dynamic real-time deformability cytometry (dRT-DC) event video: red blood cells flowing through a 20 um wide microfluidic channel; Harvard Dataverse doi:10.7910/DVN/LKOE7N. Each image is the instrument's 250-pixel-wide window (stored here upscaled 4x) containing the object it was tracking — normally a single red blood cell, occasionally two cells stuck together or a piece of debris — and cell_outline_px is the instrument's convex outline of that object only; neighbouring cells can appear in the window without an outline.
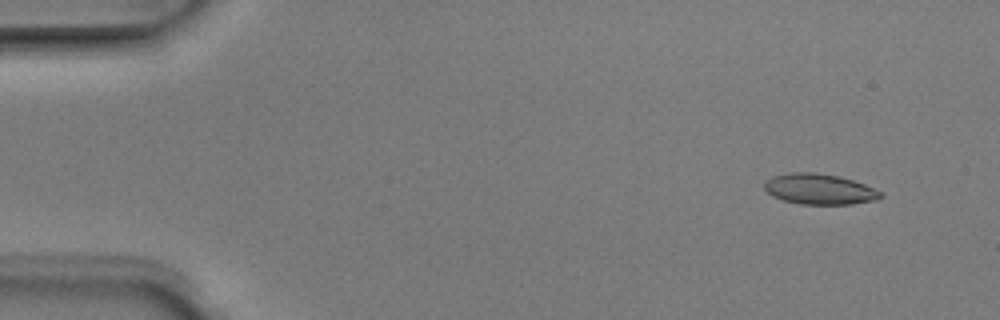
{"species": "Egyptian fruit bat (a non-hibernating species)", "species_latin": "Rousettus aegyptiacus", "temperature_condition": "room temperature", "stored_images_in_passage": 4, "camera_frame_rate_fps": 3000, "um_per_image_px": 0.085, "animal": {"sex": "male"}, "frame": {"image": 1, "passage_image": 1, "time_ms": 0.0, "image_size_px": [1000, 320], "cell_outline_px": [[884, 196], [876, 200], [852, 204], [800, 204], [784, 200], [772, 196], [764, 188], [764, 184], [772, 176], [792, 172], [816, 172], [840, 176], [864, 184], [880, 192]], "centroid_in_image_um": [69.65, 16.07], "position_along_channel_um": 15.4, "area_um2": 20.63}}
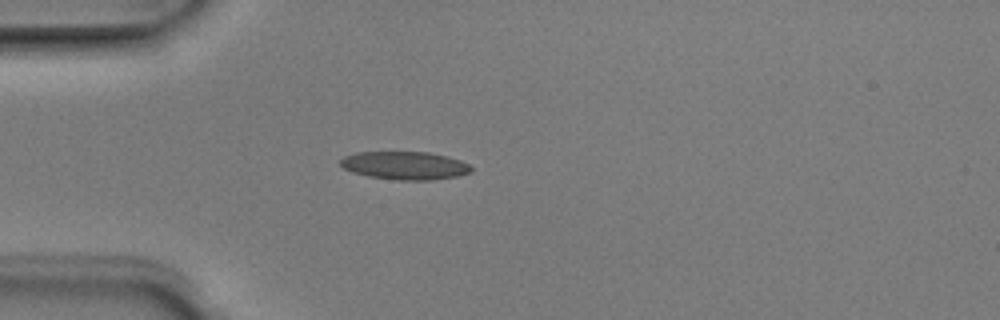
{"frame": {"image": 2, "passage_image": 4, "time_ms": 1.0, "image_size_px": [1000, 320], "cell_outline_px": [[472, 172], [456, 176], [432, 180], [396, 180], [368, 176], [352, 172], [344, 168], [340, 164], [340, 160], [344, 156], [356, 152], [428, 152], [460, 160], [468, 164], [472, 168]], "centroid_in_image_um": [34.39, 14.07], "position_along_channel_um": 50.6, "area_um2": 21.33}}